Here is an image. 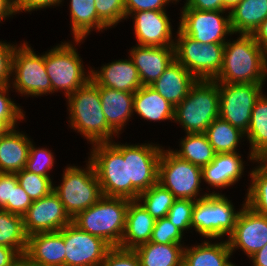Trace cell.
Returning a JSON list of instances; mask_svg holds the SVG:
<instances>
[{
  "instance_id": "1",
  "label": "cell",
  "mask_w": 267,
  "mask_h": 266,
  "mask_svg": "<svg viewBox=\"0 0 267 266\" xmlns=\"http://www.w3.org/2000/svg\"><path fill=\"white\" fill-rule=\"evenodd\" d=\"M240 35L237 41L225 43L222 67L213 80L230 84H263L267 76L264 52L252 34Z\"/></svg>"
},
{
  "instance_id": "2",
  "label": "cell",
  "mask_w": 267,
  "mask_h": 266,
  "mask_svg": "<svg viewBox=\"0 0 267 266\" xmlns=\"http://www.w3.org/2000/svg\"><path fill=\"white\" fill-rule=\"evenodd\" d=\"M130 199L101 197L95 204L79 212L72 223L80 230L98 236L111 247H119L125 230Z\"/></svg>"
},
{
  "instance_id": "3",
  "label": "cell",
  "mask_w": 267,
  "mask_h": 266,
  "mask_svg": "<svg viewBox=\"0 0 267 266\" xmlns=\"http://www.w3.org/2000/svg\"><path fill=\"white\" fill-rule=\"evenodd\" d=\"M71 127L78 130L92 144L110 142L115 133L103 113L99 86L91 79L67 96Z\"/></svg>"
},
{
  "instance_id": "4",
  "label": "cell",
  "mask_w": 267,
  "mask_h": 266,
  "mask_svg": "<svg viewBox=\"0 0 267 266\" xmlns=\"http://www.w3.org/2000/svg\"><path fill=\"white\" fill-rule=\"evenodd\" d=\"M95 143L88 160L93 164L103 196L137 200L139 192L129 182L128 158L122 155V145Z\"/></svg>"
},
{
  "instance_id": "5",
  "label": "cell",
  "mask_w": 267,
  "mask_h": 266,
  "mask_svg": "<svg viewBox=\"0 0 267 266\" xmlns=\"http://www.w3.org/2000/svg\"><path fill=\"white\" fill-rule=\"evenodd\" d=\"M220 96L218 82L197 80L188 95L175 107L174 121L187 133H205L208 126L219 117Z\"/></svg>"
},
{
  "instance_id": "6",
  "label": "cell",
  "mask_w": 267,
  "mask_h": 266,
  "mask_svg": "<svg viewBox=\"0 0 267 266\" xmlns=\"http://www.w3.org/2000/svg\"><path fill=\"white\" fill-rule=\"evenodd\" d=\"M88 163L86 170L76 166L66 168L62 184L53 187L72 219L103 197L94 166L90 161Z\"/></svg>"
},
{
  "instance_id": "7",
  "label": "cell",
  "mask_w": 267,
  "mask_h": 266,
  "mask_svg": "<svg viewBox=\"0 0 267 266\" xmlns=\"http://www.w3.org/2000/svg\"><path fill=\"white\" fill-rule=\"evenodd\" d=\"M177 33L175 59L197 80H213L222 67L225 43L204 44L185 35L179 28Z\"/></svg>"
},
{
  "instance_id": "8",
  "label": "cell",
  "mask_w": 267,
  "mask_h": 266,
  "mask_svg": "<svg viewBox=\"0 0 267 266\" xmlns=\"http://www.w3.org/2000/svg\"><path fill=\"white\" fill-rule=\"evenodd\" d=\"M224 195L210 193L195 201L191 227L206 238H218L230 235L239 215Z\"/></svg>"
},
{
  "instance_id": "9",
  "label": "cell",
  "mask_w": 267,
  "mask_h": 266,
  "mask_svg": "<svg viewBox=\"0 0 267 266\" xmlns=\"http://www.w3.org/2000/svg\"><path fill=\"white\" fill-rule=\"evenodd\" d=\"M202 179V168L180 158L172 150H163L158 163V183L168 189L176 199L199 198V186ZM196 198V199H195Z\"/></svg>"
},
{
  "instance_id": "10",
  "label": "cell",
  "mask_w": 267,
  "mask_h": 266,
  "mask_svg": "<svg viewBox=\"0 0 267 266\" xmlns=\"http://www.w3.org/2000/svg\"><path fill=\"white\" fill-rule=\"evenodd\" d=\"M74 48L67 42L44 54L45 69L51 81L52 92L62 89L65 96H68L91 79L90 75H85L83 63Z\"/></svg>"
},
{
  "instance_id": "11",
  "label": "cell",
  "mask_w": 267,
  "mask_h": 266,
  "mask_svg": "<svg viewBox=\"0 0 267 266\" xmlns=\"http://www.w3.org/2000/svg\"><path fill=\"white\" fill-rule=\"evenodd\" d=\"M263 84L218 83L219 117L246 134L256 100Z\"/></svg>"
},
{
  "instance_id": "12",
  "label": "cell",
  "mask_w": 267,
  "mask_h": 266,
  "mask_svg": "<svg viewBox=\"0 0 267 266\" xmlns=\"http://www.w3.org/2000/svg\"><path fill=\"white\" fill-rule=\"evenodd\" d=\"M15 49L12 59V72L15 75L13 86L18 92L39 96L52 93L51 81L45 69L44 54L36 55L27 43Z\"/></svg>"
},
{
  "instance_id": "13",
  "label": "cell",
  "mask_w": 267,
  "mask_h": 266,
  "mask_svg": "<svg viewBox=\"0 0 267 266\" xmlns=\"http://www.w3.org/2000/svg\"><path fill=\"white\" fill-rule=\"evenodd\" d=\"M64 238L65 266H99L111 246L73 223L58 231Z\"/></svg>"
},
{
  "instance_id": "14",
  "label": "cell",
  "mask_w": 267,
  "mask_h": 266,
  "mask_svg": "<svg viewBox=\"0 0 267 266\" xmlns=\"http://www.w3.org/2000/svg\"><path fill=\"white\" fill-rule=\"evenodd\" d=\"M179 29L195 41L209 43H226L227 34H234L230 14L224 18V11H201L183 9Z\"/></svg>"
},
{
  "instance_id": "15",
  "label": "cell",
  "mask_w": 267,
  "mask_h": 266,
  "mask_svg": "<svg viewBox=\"0 0 267 266\" xmlns=\"http://www.w3.org/2000/svg\"><path fill=\"white\" fill-rule=\"evenodd\" d=\"M27 236L36 233L57 232L72 223L60 198L52 191L48 196L32 202L23 216Z\"/></svg>"
},
{
  "instance_id": "16",
  "label": "cell",
  "mask_w": 267,
  "mask_h": 266,
  "mask_svg": "<svg viewBox=\"0 0 267 266\" xmlns=\"http://www.w3.org/2000/svg\"><path fill=\"white\" fill-rule=\"evenodd\" d=\"M162 149L150 144L123 145L122 155L128 158L129 182L142 193L158 182V163Z\"/></svg>"
},
{
  "instance_id": "17",
  "label": "cell",
  "mask_w": 267,
  "mask_h": 266,
  "mask_svg": "<svg viewBox=\"0 0 267 266\" xmlns=\"http://www.w3.org/2000/svg\"><path fill=\"white\" fill-rule=\"evenodd\" d=\"M243 205L227 242L231 252L241 248L251 257L267 244V215L258 214L246 204Z\"/></svg>"
},
{
  "instance_id": "18",
  "label": "cell",
  "mask_w": 267,
  "mask_h": 266,
  "mask_svg": "<svg viewBox=\"0 0 267 266\" xmlns=\"http://www.w3.org/2000/svg\"><path fill=\"white\" fill-rule=\"evenodd\" d=\"M134 29L140 46L174 47L172 29L165 11L134 12Z\"/></svg>"
},
{
  "instance_id": "19",
  "label": "cell",
  "mask_w": 267,
  "mask_h": 266,
  "mask_svg": "<svg viewBox=\"0 0 267 266\" xmlns=\"http://www.w3.org/2000/svg\"><path fill=\"white\" fill-rule=\"evenodd\" d=\"M130 52L143 86L153 84L175 59L174 47L137 45Z\"/></svg>"
},
{
  "instance_id": "20",
  "label": "cell",
  "mask_w": 267,
  "mask_h": 266,
  "mask_svg": "<svg viewBox=\"0 0 267 266\" xmlns=\"http://www.w3.org/2000/svg\"><path fill=\"white\" fill-rule=\"evenodd\" d=\"M24 257L34 266H65V244L57 232L28 236Z\"/></svg>"
},
{
  "instance_id": "21",
  "label": "cell",
  "mask_w": 267,
  "mask_h": 266,
  "mask_svg": "<svg viewBox=\"0 0 267 266\" xmlns=\"http://www.w3.org/2000/svg\"><path fill=\"white\" fill-rule=\"evenodd\" d=\"M90 72L91 80L99 87L135 93L143 86L131 58L104 65L99 72Z\"/></svg>"
},
{
  "instance_id": "22",
  "label": "cell",
  "mask_w": 267,
  "mask_h": 266,
  "mask_svg": "<svg viewBox=\"0 0 267 266\" xmlns=\"http://www.w3.org/2000/svg\"><path fill=\"white\" fill-rule=\"evenodd\" d=\"M197 79L176 59L150 85L172 106L176 107L187 95Z\"/></svg>"
},
{
  "instance_id": "23",
  "label": "cell",
  "mask_w": 267,
  "mask_h": 266,
  "mask_svg": "<svg viewBox=\"0 0 267 266\" xmlns=\"http://www.w3.org/2000/svg\"><path fill=\"white\" fill-rule=\"evenodd\" d=\"M138 202V203H137ZM155 219L137 200H130L120 248L135 249L151 239Z\"/></svg>"
},
{
  "instance_id": "24",
  "label": "cell",
  "mask_w": 267,
  "mask_h": 266,
  "mask_svg": "<svg viewBox=\"0 0 267 266\" xmlns=\"http://www.w3.org/2000/svg\"><path fill=\"white\" fill-rule=\"evenodd\" d=\"M31 141L14 128L0 136V173L16 174L26 167Z\"/></svg>"
},
{
  "instance_id": "25",
  "label": "cell",
  "mask_w": 267,
  "mask_h": 266,
  "mask_svg": "<svg viewBox=\"0 0 267 266\" xmlns=\"http://www.w3.org/2000/svg\"><path fill=\"white\" fill-rule=\"evenodd\" d=\"M240 156L237 152L216 154L208 165L202 167V178L212 187L233 185L240 179L244 169Z\"/></svg>"
},
{
  "instance_id": "26",
  "label": "cell",
  "mask_w": 267,
  "mask_h": 266,
  "mask_svg": "<svg viewBox=\"0 0 267 266\" xmlns=\"http://www.w3.org/2000/svg\"><path fill=\"white\" fill-rule=\"evenodd\" d=\"M99 96L108 126L118 134L134 112V93L99 87Z\"/></svg>"
},
{
  "instance_id": "27",
  "label": "cell",
  "mask_w": 267,
  "mask_h": 266,
  "mask_svg": "<svg viewBox=\"0 0 267 266\" xmlns=\"http://www.w3.org/2000/svg\"><path fill=\"white\" fill-rule=\"evenodd\" d=\"M133 110L150 121L174 120L175 107L150 86H142L134 93Z\"/></svg>"
},
{
  "instance_id": "28",
  "label": "cell",
  "mask_w": 267,
  "mask_h": 266,
  "mask_svg": "<svg viewBox=\"0 0 267 266\" xmlns=\"http://www.w3.org/2000/svg\"><path fill=\"white\" fill-rule=\"evenodd\" d=\"M228 13L234 33L252 34L267 18V0H241Z\"/></svg>"
},
{
  "instance_id": "29",
  "label": "cell",
  "mask_w": 267,
  "mask_h": 266,
  "mask_svg": "<svg viewBox=\"0 0 267 266\" xmlns=\"http://www.w3.org/2000/svg\"><path fill=\"white\" fill-rule=\"evenodd\" d=\"M183 250L181 244L144 243L134 249L141 266H182Z\"/></svg>"
},
{
  "instance_id": "30",
  "label": "cell",
  "mask_w": 267,
  "mask_h": 266,
  "mask_svg": "<svg viewBox=\"0 0 267 266\" xmlns=\"http://www.w3.org/2000/svg\"><path fill=\"white\" fill-rule=\"evenodd\" d=\"M231 255L227 241L217 244L205 241L202 245L183 250L182 266H227Z\"/></svg>"
},
{
  "instance_id": "31",
  "label": "cell",
  "mask_w": 267,
  "mask_h": 266,
  "mask_svg": "<svg viewBox=\"0 0 267 266\" xmlns=\"http://www.w3.org/2000/svg\"><path fill=\"white\" fill-rule=\"evenodd\" d=\"M70 2L72 33L76 43H80L92 28L100 31L108 27L97 15L95 0H71Z\"/></svg>"
},
{
  "instance_id": "32",
  "label": "cell",
  "mask_w": 267,
  "mask_h": 266,
  "mask_svg": "<svg viewBox=\"0 0 267 266\" xmlns=\"http://www.w3.org/2000/svg\"><path fill=\"white\" fill-rule=\"evenodd\" d=\"M261 94L251 113L246 132L251 144L250 160H258L267 151V97Z\"/></svg>"
},
{
  "instance_id": "33",
  "label": "cell",
  "mask_w": 267,
  "mask_h": 266,
  "mask_svg": "<svg viewBox=\"0 0 267 266\" xmlns=\"http://www.w3.org/2000/svg\"><path fill=\"white\" fill-rule=\"evenodd\" d=\"M205 134L216 154L236 153L240 137L243 134L246 136L240 129L220 117L208 126Z\"/></svg>"
},
{
  "instance_id": "34",
  "label": "cell",
  "mask_w": 267,
  "mask_h": 266,
  "mask_svg": "<svg viewBox=\"0 0 267 266\" xmlns=\"http://www.w3.org/2000/svg\"><path fill=\"white\" fill-rule=\"evenodd\" d=\"M27 240L23 217L0 209V246L15 249L24 256Z\"/></svg>"
},
{
  "instance_id": "35",
  "label": "cell",
  "mask_w": 267,
  "mask_h": 266,
  "mask_svg": "<svg viewBox=\"0 0 267 266\" xmlns=\"http://www.w3.org/2000/svg\"><path fill=\"white\" fill-rule=\"evenodd\" d=\"M173 152L201 168L208 165L216 155L205 133H187L181 141V150Z\"/></svg>"
},
{
  "instance_id": "36",
  "label": "cell",
  "mask_w": 267,
  "mask_h": 266,
  "mask_svg": "<svg viewBox=\"0 0 267 266\" xmlns=\"http://www.w3.org/2000/svg\"><path fill=\"white\" fill-rule=\"evenodd\" d=\"M176 198L160 183L152 185L149 189L139 194L137 201L155 219L166 217Z\"/></svg>"
},
{
  "instance_id": "37",
  "label": "cell",
  "mask_w": 267,
  "mask_h": 266,
  "mask_svg": "<svg viewBox=\"0 0 267 266\" xmlns=\"http://www.w3.org/2000/svg\"><path fill=\"white\" fill-rule=\"evenodd\" d=\"M252 183L245 204L254 212L267 215V170L261 165L250 173Z\"/></svg>"
},
{
  "instance_id": "38",
  "label": "cell",
  "mask_w": 267,
  "mask_h": 266,
  "mask_svg": "<svg viewBox=\"0 0 267 266\" xmlns=\"http://www.w3.org/2000/svg\"><path fill=\"white\" fill-rule=\"evenodd\" d=\"M16 175L18 184L29 195L32 202L48 196L53 191L50 176H41L39 174L29 172L25 168L18 171Z\"/></svg>"
},
{
  "instance_id": "39",
  "label": "cell",
  "mask_w": 267,
  "mask_h": 266,
  "mask_svg": "<svg viewBox=\"0 0 267 266\" xmlns=\"http://www.w3.org/2000/svg\"><path fill=\"white\" fill-rule=\"evenodd\" d=\"M8 87L9 84H0V132L14 128L17 120L24 118L20 107L6 96Z\"/></svg>"
},
{
  "instance_id": "40",
  "label": "cell",
  "mask_w": 267,
  "mask_h": 266,
  "mask_svg": "<svg viewBox=\"0 0 267 266\" xmlns=\"http://www.w3.org/2000/svg\"><path fill=\"white\" fill-rule=\"evenodd\" d=\"M195 201L190 199H176L166 217L182 233L191 227L192 211Z\"/></svg>"
},
{
  "instance_id": "41",
  "label": "cell",
  "mask_w": 267,
  "mask_h": 266,
  "mask_svg": "<svg viewBox=\"0 0 267 266\" xmlns=\"http://www.w3.org/2000/svg\"><path fill=\"white\" fill-rule=\"evenodd\" d=\"M98 17L109 27L125 18V0H95Z\"/></svg>"
},
{
  "instance_id": "42",
  "label": "cell",
  "mask_w": 267,
  "mask_h": 266,
  "mask_svg": "<svg viewBox=\"0 0 267 266\" xmlns=\"http://www.w3.org/2000/svg\"><path fill=\"white\" fill-rule=\"evenodd\" d=\"M53 163L54 158L51 151L44 148L37 149L31 142L25 167L26 170L41 176H49L47 170L52 169Z\"/></svg>"
},
{
  "instance_id": "43",
  "label": "cell",
  "mask_w": 267,
  "mask_h": 266,
  "mask_svg": "<svg viewBox=\"0 0 267 266\" xmlns=\"http://www.w3.org/2000/svg\"><path fill=\"white\" fill-rule=\"evenodd\" d=\"M182 232L167 217L157 219L152 231L150 242L162 244H181Z\"/></svg>"
},
{
  "instance_id": "44",
  "label": "cell",
  "mask_w": 267,
  "mask_h": 266,
  "mask_svg": "<svg viewBox=\"0 0 267 266\" xmlns=\"http://www.w3.org/2000/svg\"><path fill=\"white\" fill-rule=\"evenodd\" d=\"M99 266H141V264L133 249L111 247Z\"/></svg>"
},
{
  "instance_id": "45",
  "label": "cell",
  "mask_w": 267,
  "mask_h": 266,
  "mask_svg": "<svg viewBox=\"0 0 267 266\" xmlns=\"http://www.w3.org/2000/svg\"><path fill=\"white\" fill-rule=\"evenodd\" d=\"M17 184L16 174L0 173V209L12 213L13 188Z\"/></svg>"
},
{
  "instance_id": "46",
  "label": "cell",
  "mask_w": 267,
  "mask_h": 266,
  "mask_svg": "<svg viewBox=\"0 0 267 266\" xmlns=\"http://www.w3.org/2000/svg\"><path fill=\"white\" fill-rule=\"evenodd\" d=\"M170 1L171 0H125V17L127 18V16L138 11H165L163 6L167 3L169 4Z\"/></svg>"
},
{
  "instance_id": "47",
  "label": "cell",
  "mask_w": 267,
  "mask_h": 266,
  "mask_svg": "<svg viewBox=\"0 0 267 266\" xmlns=\"http://www.w3.org/2000/svg\"><path fill=\"white\" fill-rule=\"evenodd\" d=\"M16 47L0 42V84H9L12 74V59Z\"/></svg>"
},
{
  "instance_id": "48",
  "label": "cell",
  "mask_w": 267,
  "mask_h": 266,
  "mask_svg": "<svg viewBox=\"0 0 267 266\" xmlns=\"http://www.w3.org/2000/svg\"><path fill=\"white\" fill-rule=\"evenodd\" d=\"M32 205V200L24 189L17 184L13 188L12 194V214L24 216L28 208Z\"/></svg>"
},
{
  "instance_id": "49",
  "label": "cell",
  "mask_w": 267,
  "mask_h": 266,
  "mask_svg": "<svg viewBox=\"0 0 267 266\" xmlns=\"http://www.w3.org/2000/svg\"><path fill=\"white\" fill-rule=\"evenodd\" d=\"M182 9H197L201 11H225L222 0H187Z\"/></svg>"
},
{
  "instance_id": "50",
  "label": "cell",
  "mask_w": 267,
  "mask_h": 266,
  "mask_svg": "<svg viewBox=\"0 0 267 266\" xmlns=\"http://www.w3.org/2000/svg\"><path fill=\"white\" fill-rule=\"evenodd\" d=\"M62 0H14L16 12L32 11L35 9L44 8L47 6L60 4Z\"/></svg>"
},
{
  "instance_id": "51",
  "label": "cell",
  "mask_w": 267,
  "mask_h": 266,
  "mask_svg": "<svg viewBox=\"0 0 267 266\" xmlns=\"http://www.w3.org/2000/svg\"><path fill=\"white\" fill-rule=\"evenodd\" d=\"M255 42L262 48L267 60V18L252 33Z\"/></svg>"
},
{
  "instance_id": "52",
  "label": "cell",
  "mask_w": 267,
  "mask_h": 266,
  "mask_svg": "<svg viewBox=\"0 0 267 266\" xmlns=\"http://www.w3.org/2000/svg\"><path fill=\"white\" fill-rule=\"evenodd\" d=\"M21 257L15 249L0 246V266H12Z\"/></svg>"
},
{
  "instance_id": "53",
  "label": "cell",
  "mask_w": 267,
  "mask_h": 266,
  "mask_svg": "<svg viewBox=\"0 0 267 266\" xmlns=\"http://www.w3.org/2000/svg\"><path fill=\"white\" fill-rule=\"evenodd\" d=\"M15 13L14 0H0V21Z\"/></svg>"
},
{
  "instance_id": "54",
  "label": "cell",
  "mask_w": 267,
  "mask_h": 266,
  "mask_svg": "<svg viewBox=\"0 0 267 266\" xmlns=\"http://www.w3.org/2000/svg\"><path fill=\"white\" fill-rule=\"evenodd\" d=\"M250 258L253 260V266H267V244Z\"/></svg>"
},
{
  "instance_id": "55",
  "label": "cell",
  "mask_w": 267,
  "mask_h": 266,
  "mask_svg": "<svg viewBox=\"0 0 267 266\" xmlns=\"http://www.w3.org/2000/svg\"><path fill=\"white\" fill-rule=\"evenodd\" d=\"M225 9H233L241 0H222Z\"/></svg>"
},
{
  "instance_id": "56",
  "label": "cell",
  "mask_w": 267,
  "mask_h": 266,
  "mask_svg": "<svg viewBox=\"0 0 267 266\" xmlns=\"http://www.w3.org/2000/svg\"><path fill=\"white\" fill-rule=\"evenodd\" d=\"M12 266H34L24 256L19 258Z\"/></svg>"
},
{
  "instance_id": "57",
  "label": "cell",
  "mask_w": 267,
  "mask_h": 266,
  "mask_svg": "<svg viewBox=\"0 0 267 266\" xmlns=\"http://www.w3.org/2000/svg\"><path fill=\"white\" fill-rule=\"evenodd\" d=\"M257 161H260L259 163H261V165L267 170V160H257Z\"/></svg>"
},
{
  "instance_id": "58",
  "label": "cell",
  "mask_w": 267,
  "mask_h": 266,
  "mask_svg": "<svg viewBox=\"0 0 267 266\" xmlns=\"http://www.w3.org/2000/svg\"><path fill=\"white\" fill-rule=\"evenodd\" d=\"M258 160H267V151Z\"/></svg>"
},
{
  "instance_id": "59",
  "label": "cell",
  "mask_w": 267,
  "mask_h": 266,
  "mask_svg": "<svg viewBox=\"0 0 267 266\" xmlns=\"http://www.w3.org/2000/svg\"><path fill=\"white\" fill-rule=\"evenodd\" d=\"M227 266H235V265H233V264L230 262Z\"/></svg>"
}]
</instances>
